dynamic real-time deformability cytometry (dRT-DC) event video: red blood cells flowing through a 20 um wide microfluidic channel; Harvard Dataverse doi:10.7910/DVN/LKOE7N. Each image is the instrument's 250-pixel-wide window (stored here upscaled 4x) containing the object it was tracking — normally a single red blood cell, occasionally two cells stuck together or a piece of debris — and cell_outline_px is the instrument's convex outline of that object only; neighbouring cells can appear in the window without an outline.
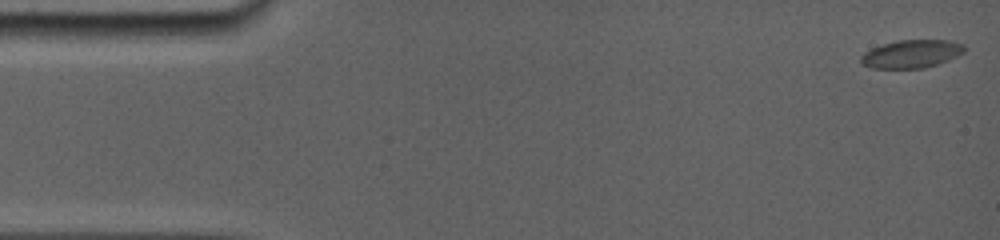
{"species": "common noctule bat (a hibernating species)", "species_latin": "Nyctalus noctula", "temperature_condition": "room temperature", "stored_images_in_passage": 63, "camera_frame_rate_fps": 5000, "um_per_image_px": 0.085, "animal": {"sex": "female", "body_mass_g": 19.0, "forearm_length_mm": 56.7}, "frame": {"image": 1, "passage_image": 1, "time_ms": 0.0, "image_size_px": [1000, 240], "cell_outline_px": [[964, 52], [948, 60], [924, 68], [872, 68], [860, 64], [860, 56], [864, 52], [872, 48], [896, 40], [948, 40], [964, 44]], "centroid_in_image_um": [77.44, 4.58], "position_along_channel_um": 7.6, "area_um2": 16.88}}
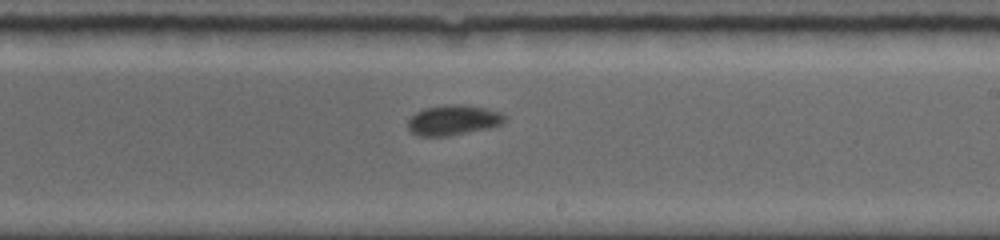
{"frame": {"image": 2, "passage_image": 36, "time_ms": 9.6, "image_size_px": [1000, 240], "cell_outline_px": [[504, 124], [492, 128], [448, 136], [420, 136], [412, 132], [408, 128], [408, 120], [416, 112], [424, 108], [444, 104], [464, 104], [488, 108], [500, 112], [504, 116]], "centroid_in_image_um": [38.55, 10.2], "position_along_channel_um": 250.4, "area_um2": 17.28}}
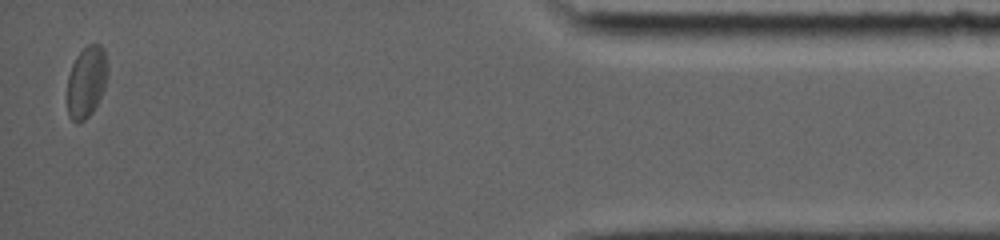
{"frame": {"image": 3, "passage_image": 63, "time_ms": 15.8, "image_size_px": [1000, 240], "cell_outline_px": [[108, 76], [104, 88], [92, 112], [84, 120], [76, 124], [68, 116], [68, 76], [72, 64], [76, 56], [88, 44], [100, 44], [104, 48]], "centroid_in_image_um": [7.35, 6.95], "position_along_channel_um": 427.9, "area_um2": 16.7}, "authors_computed_cell_mechanics": {"area_um2": 16.9354, "velocity_mm_per_s": 3.8145, "shape_relaxation_time_tau1_ms": 2.3548, "shape_relaxation_time_tau2_ms": 2.8796, "deformation_change_tau1": 0.0772, "deformation_change_tau2": 0.0395}}